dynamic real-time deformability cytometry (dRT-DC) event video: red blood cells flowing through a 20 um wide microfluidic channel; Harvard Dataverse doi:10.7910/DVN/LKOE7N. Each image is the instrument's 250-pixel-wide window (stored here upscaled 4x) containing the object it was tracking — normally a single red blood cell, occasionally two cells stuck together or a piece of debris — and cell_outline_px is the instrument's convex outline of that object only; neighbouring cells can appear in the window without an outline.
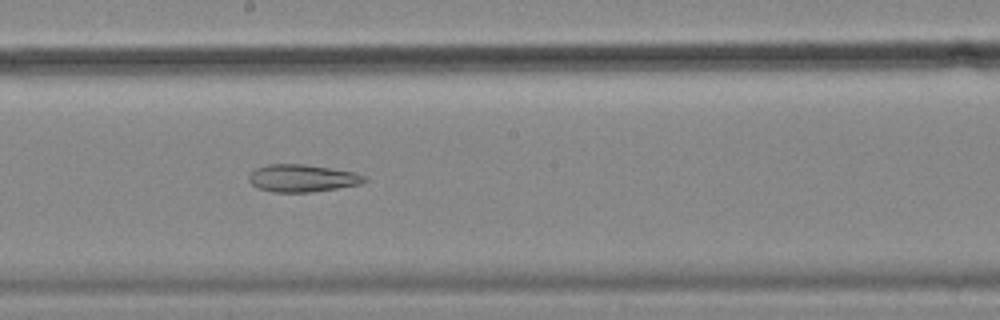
{"species": "common noctule bat (a hibernating species)", "species_latin": "Nyctalus noctula", "temperature_condition": "cold", "stored_images_in_passage": 58, "camera_frame_rate_fps": 3000, "um_per_image_px": 0.085, "animal": {"sex": "female", "body_mass_g": 18.4}, "frame": {"image": 1, "passage_image": 32, "time_ms": 10.333, "image_size_px": [1000, 320], "cell_outline_px": [[368, 180], [360, 184], [312, 192], [272, 192], [256, 188], [248, 180], [248, 176], [256, 168], [268, 164], [304, 164], [356, 172], [368, 176]], "centroid_in_image_um": [25.7, 15.14], "position_along_channel_um": 222.5, "area_um2": 18.61}}
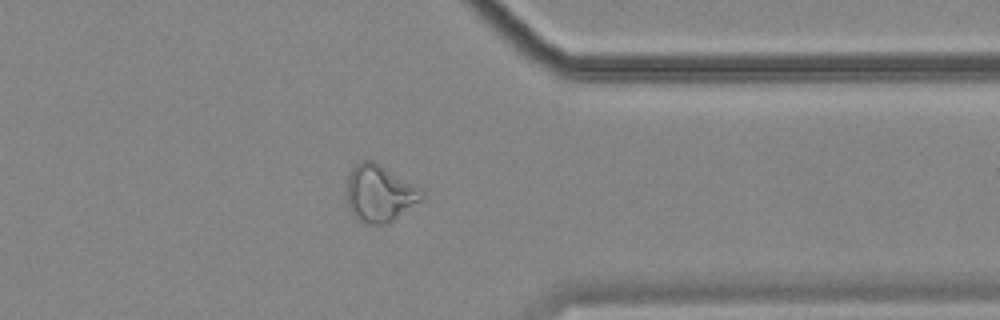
{"frame": {"image": 2, "passage_image": 46, "time_ms": 15.0, "image_size_px": [1000, 320], "cell_outline_px": [[424, 196], [420, 200], [388, 224], [364, 224], [356, 220], [348, 204], [348, 172], [356, 164], [364, 160], [372, 160], [380, 164], [424, 188]], "centroid_in_image_um": [32.29, 16.43], "position_along_channel_um": 379.1, "area_um2": 25.03}}
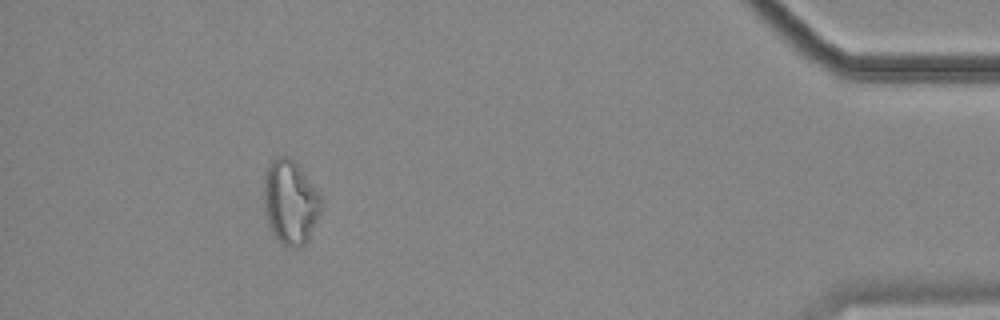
{"frame": {"image": 3, "passage_image": 53, "time_ms": 17.333, "image_size_px": [1000, 320], "cell_outline_px": [[320, 212], [308, 240], [304, 244], [296, 248], [292, 248], [280, 244], [276, 240], [268, 224], [264, 208], [264, 172], [272, 160], [280, 156], [288, 156], [300, 168], [320, 196]], "centroid_in_image_um": [24.63, 17.22], "position_along_channel_um": 410.6, "area_um2": 27.86}}